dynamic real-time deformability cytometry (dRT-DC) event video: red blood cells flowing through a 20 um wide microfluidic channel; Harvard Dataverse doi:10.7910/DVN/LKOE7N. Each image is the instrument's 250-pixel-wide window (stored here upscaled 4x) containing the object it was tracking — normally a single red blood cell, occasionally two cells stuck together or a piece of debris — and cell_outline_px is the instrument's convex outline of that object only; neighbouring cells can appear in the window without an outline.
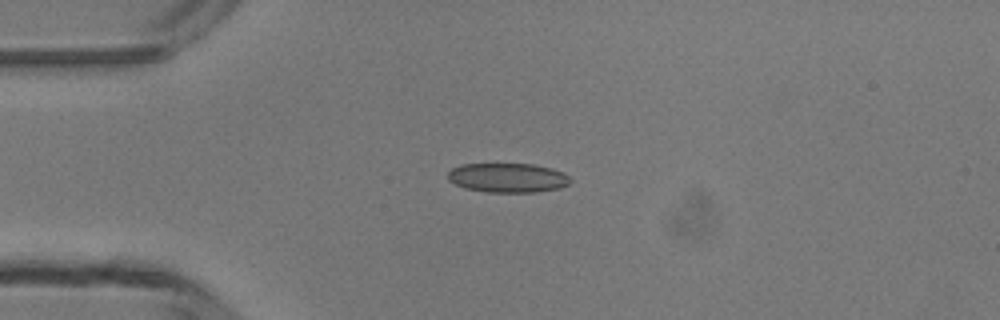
{"species": "common noctule bat (a hibernating species)", "species_latin": "Nyctalus noctula", "temperature_condition": "room temperature", "stored_images_in_passage": 5, "camera_frame_rate_fps": 3000, "um_per_image_px": 0.085, "animal": {"sex": "male", "body_mass_g": 13.3}, "frame": {"image": 1, "passage_image": 4, "time_ms": 3.667, "image_size_px": [1000, 320], "cell_outline_px": [[572, 180], [568, 184], [560, 188], [536, 192], [484, 192], [464, 188], [448, 180], [448, 172], [452, 168], [460, 164], [532, 164], [552, 168], [564, 172]], "centroid_in_image_um": [43.16, 15.11], "position_along_channel_um": 41.8, "area_um2": 21.1}}